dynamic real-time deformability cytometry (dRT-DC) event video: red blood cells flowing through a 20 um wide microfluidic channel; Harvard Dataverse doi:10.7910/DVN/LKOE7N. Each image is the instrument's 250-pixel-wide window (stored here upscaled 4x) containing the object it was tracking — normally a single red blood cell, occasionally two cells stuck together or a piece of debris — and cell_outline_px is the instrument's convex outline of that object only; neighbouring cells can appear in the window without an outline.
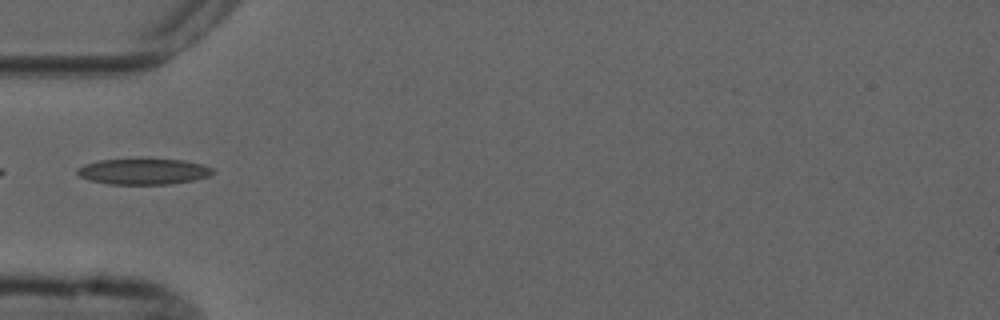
{"species": "common noctule bat (a hibernating species)", "species_latin": "Nyctalus noctula", "temperature_condition": "cold", "stored_images_in_passage": 5, "camera_frame_rate_fps": 3000, "um_per_image_px": 0.085, "animal": {"sex": "male", "forearm_length_mm": 52.5}, "frame": {"image": 1, "passage_image": 4, "time_ms": 3.667, "image_size_px": [1000, 320], "cell_outline_px": [[216, 172], [208, 176], [192, 180], [168, 184], [108, 184], [88, 180], [80, 176], [76, 172], [76, 168], [84, 164], [100, 160], [136, 156], [184, 160], [204, 164], [212, 168]], "centroid_in_image_um": [12.17, 14.52], "position_along_channel_um": 72.8, "area_um2": 21.44}}
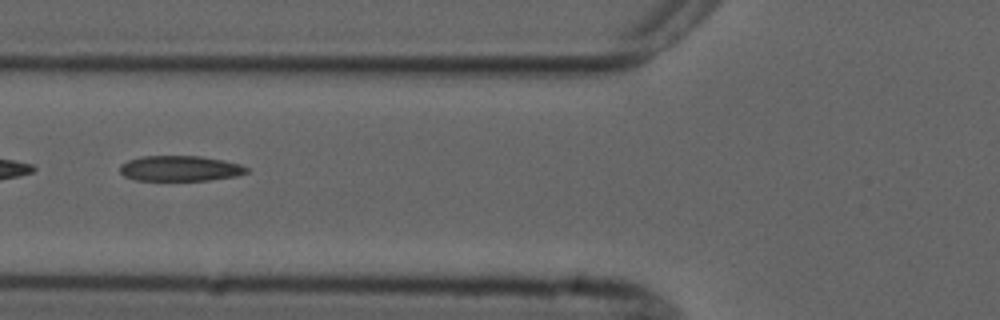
{"frame": {"image": 2, "passage_image": 5, "time_ms": 4.667, "image_size_px": [1000, 320], "cell_outline_px": [[248, 172], [236, 176], [208, 180], [136, 180], [124, 176], [120, 172], [120, 164], [128, 160], [140, 156], [200, 156], [224, 160], [240, 164], [248, 168]], "centroid_in_image_um": [15.29, 14.31], "position_along_channel_um": 110.5, "area_um2": 18.79}}